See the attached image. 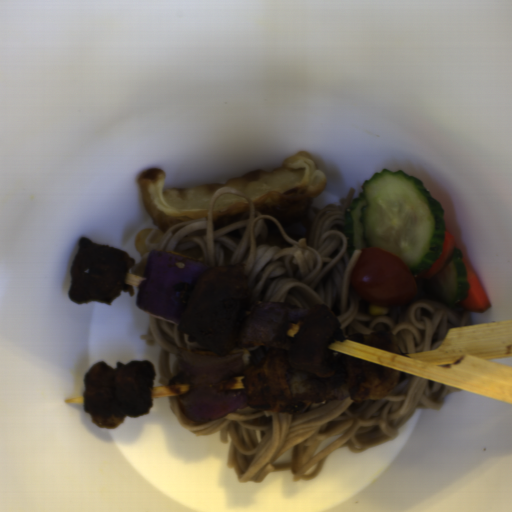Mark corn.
I'll list each match as a JSON object with an SVG mask.
<instances>
[{
	"mask_svg": "<svg viewBox=\"0 0 512 512\" xmlns=\"http://www.w3.org/2000/svg\"><path fill=\"white\" fill-rule=\"evenodd\" d=\"M369 313L371 316H384L388 315L390 312V306H378V305H372L370 304Z\"/></svg>",
	"mask_w": 512,
	"mask_h": 512,
	"instance_id": "obj_1",
	"label": "corn"
}]
</instances>
